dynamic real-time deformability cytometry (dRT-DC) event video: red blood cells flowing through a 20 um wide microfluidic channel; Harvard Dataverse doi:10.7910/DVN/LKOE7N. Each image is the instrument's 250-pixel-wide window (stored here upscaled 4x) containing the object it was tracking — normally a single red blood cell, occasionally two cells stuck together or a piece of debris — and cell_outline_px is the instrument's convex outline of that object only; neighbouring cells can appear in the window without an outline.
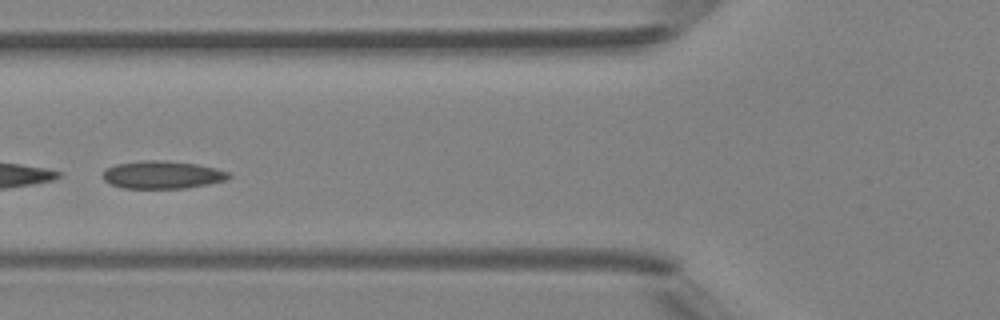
{"species": "Egyptian fruit bat (a non-hibernating species)", "species_latin": "Rousettus aegyptiacus", "temperature_condition": "room temperature", "stored_images_in_passage": 5, "segment_of_instrument_passage": [2, 2], "camera_frame_rate_fps": 3000, "um_per_image_px": 0.085, "animal": {"sex": "female"}, "frame": {"image": 1, "passage_image": 4, "time_ms": 4.333, "image_size_px": [1000, 320], "cell_outline_px": [[232, 176], [224, 180], [208, 184], [184, 188], [124, 188], [112, 184], [104, 180], [104, 172], [108, 168], [116, 164], [144, 160], [164, 160], [196, 164], [216, 168], [228, 172]], "centroid_in_image_um": [13.82, 14.85], "position_along_channel_um": 112.0, "area_um2": 20.11}}
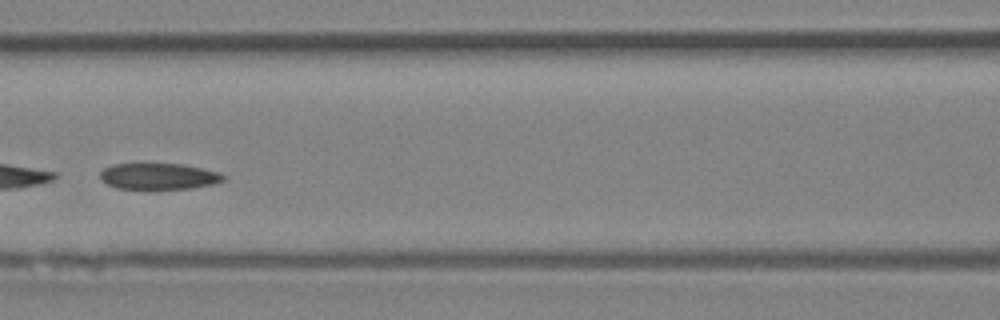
{"frame": {"image": 2, "passage_image": 5, "time_ms": 5.333, "image_size_px": [1000, 320], "cell_outline_px": [[224, 180], [216, 184], [192, 188], [116, 188], [100, 180], [100, 172], [104, 168], [112, 164], [184, 164], [220, 172], [224, 176]], "centroid_in_image_um": [13.5, 14.98], "position_along_channel_um": 153.1, "area_um2": 18.73}}